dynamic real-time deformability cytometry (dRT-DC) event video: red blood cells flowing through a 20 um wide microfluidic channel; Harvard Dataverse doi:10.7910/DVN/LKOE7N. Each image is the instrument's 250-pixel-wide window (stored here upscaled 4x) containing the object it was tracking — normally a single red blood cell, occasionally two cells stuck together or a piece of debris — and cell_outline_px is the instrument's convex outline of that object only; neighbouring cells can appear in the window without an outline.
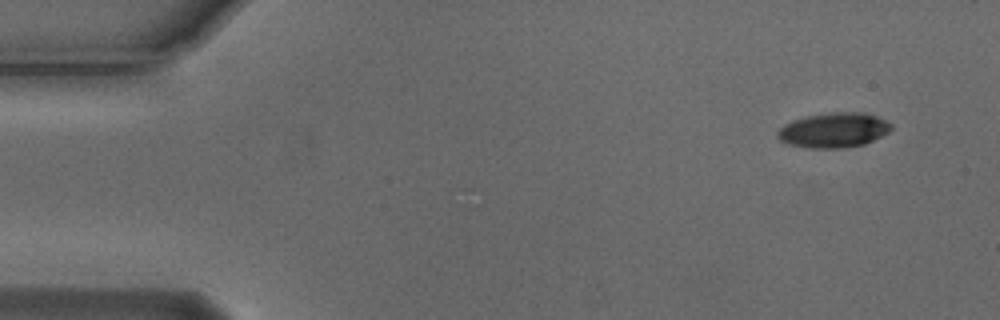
{"species": "Egyptian fruit bat (a non-hibernating species)", "species_latin": "Rousettus aegyptiacus", "temperature_condition": "cold", "stored_images_in_passage": 6, "camera_frame_rate_fps": 3000, "um_per_image_px": 0.085, "animal": {"sex": "male"}, "frame": {"image": 1, "passage_image": 1, "time_ms": 0.0, "image_size_px": [1000, 320], "cell_outline_px": [[892, 128], [888, 132], [864, 144], [840, 148], [808, 148], [788, 144], [780, 140], [776, 136], [776, 132], [784, 124], [792, 120], [808, 116], [832, 112], [864, 112], [876, 116], [892, 124]], "centroid_in_image_um": [70.83, 11.06], "position_along_channel_um": 14.2, "area_um2": 23.0}}
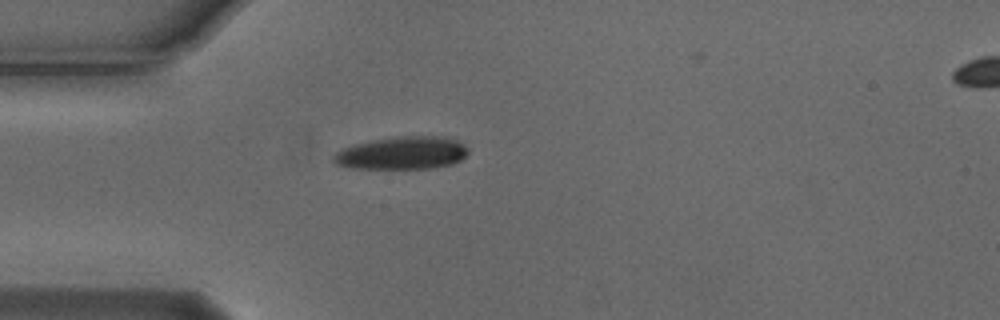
{"frame": {"image": 2, "passage_image": 4, "time_ms": 1.0, "image_size_px": [1000, 320], "cell_outline_px": [[468, 152], [460, 160], [452, 164], [432, 168], [352, 168], [336, 164], [332, 160], [332, 156], [340, 148], [352, 144], [372, 140], [396, 136], [448, 136], [464, 144], [468, 148]], "centroid_in_image_um": [34.16, 12.99], "position_along_channel_um": 50.8, "area_um2": 25.95}}